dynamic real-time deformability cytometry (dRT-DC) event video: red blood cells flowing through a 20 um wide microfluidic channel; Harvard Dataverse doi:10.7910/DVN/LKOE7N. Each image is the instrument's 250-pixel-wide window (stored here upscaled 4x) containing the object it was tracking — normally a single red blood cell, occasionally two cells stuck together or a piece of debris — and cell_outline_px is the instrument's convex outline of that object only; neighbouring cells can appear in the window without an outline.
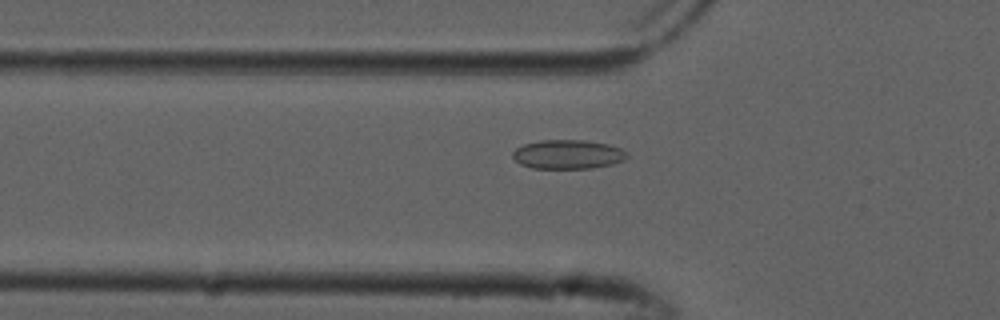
{"species": "common noctule bat (a hibernating species)", "species_latin": "Nyctalus noctula", "temperature_condition": "cold", "stored_images_in_passage": 53, "camera_frame_rate_fps": 3000, "um_per_image_px": 0.085, "animal": {"sex": "male", "forearm_length_mm": 52.5}, "frame": {"image": 1, "passage_image": 18, "time_ms": 5.667, "image_size_px": [1000, 320], "cell_outline_px": [[628, 156], [624, 160], [612, 164], [592, 168], [532, 168], [520, 164], [512, 156], [512, 152], [516, 148], [524, 144], [540, 140], [584, 140], [608, 144], [620, 148], [628, 152]], "centroid_in_image_um": [48.27, 13.12], "position_along_channel_um": 77.5, "area_um2": 19.42}}
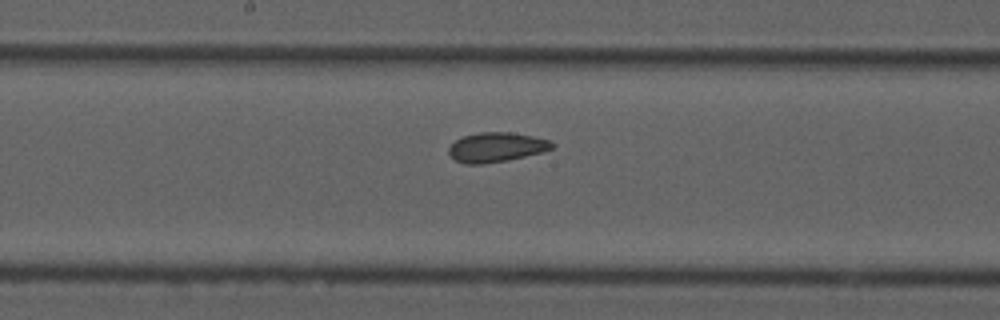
{"frame": {"image": 2, "passage_image": 28, "time_ms": 9.0, "image_size_px": [1000, 320], "cell_outline_px": [[556, 144], [552, 148], [544, 152], [508, 160], [484, 164], [464, 164], [456, 160], [448, 152], [448, 148], [456, 140], [464, 136], [480, 132], [508, 132], [532, 136], [548, 140]], "centroid_in_image_um": [42.2, 12.52], "position_along_channel_um": 206.0, "area_um2": 17.74}}
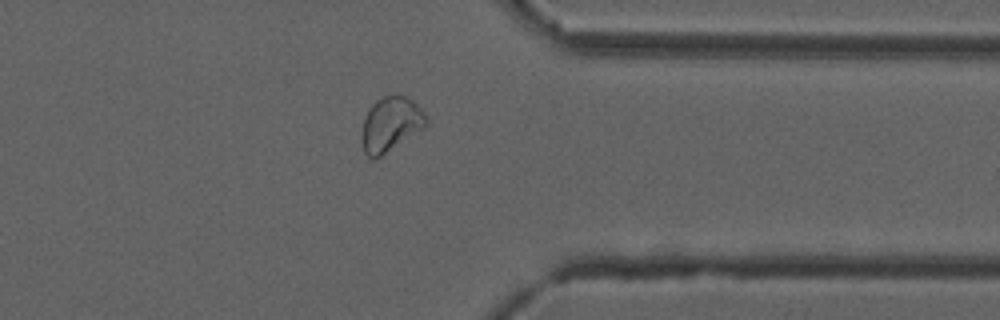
{"frame": {"image": 3, "passage_image": 42, "time_ms": 13.667, "image_size_px": [1000, 320], "cell_outline_px": [[428, 124], [376, 160], [368, 156], [364, 152], [360, 140], [360, 136], [364, 120], [368, 108], [376, 100], [384, 96], [396, 92], [412, 100], [424, 112], [428, 120]], "centroid_in_image_um": [33.17, 10.54], "position_along_channel_um": 378.2, "area_um2": 20.69}, "authors_computed_cell_mechanics": {"area_um2": 20.0566, "velocity_mm_per_s": 3.8409, "shape_relaxation_time_tau1_ms": null, "shape_relaxation_time_tau2_ms": 1.5946, "deformation_change_tau1": null, "deformation_change_tau2": 0.0577}}